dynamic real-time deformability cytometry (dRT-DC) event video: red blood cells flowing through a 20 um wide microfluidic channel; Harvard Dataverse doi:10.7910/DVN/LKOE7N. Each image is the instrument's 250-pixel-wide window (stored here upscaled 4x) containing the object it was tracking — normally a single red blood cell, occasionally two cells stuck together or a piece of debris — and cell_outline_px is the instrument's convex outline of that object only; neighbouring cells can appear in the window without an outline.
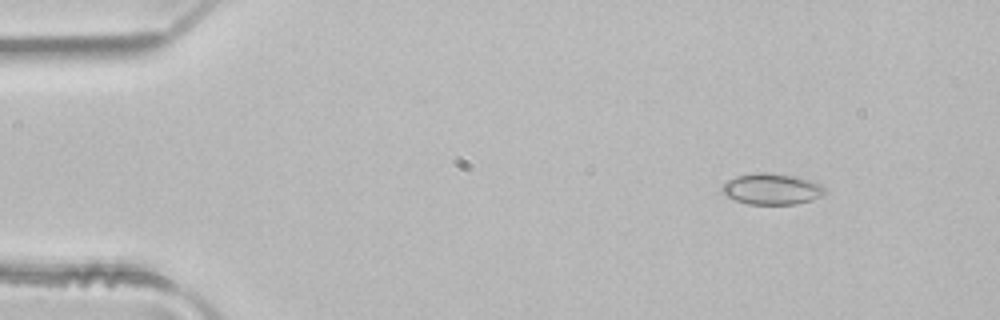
{"species": "common noctule bat (a hibernating species)", "species_latin": "Nyctalus noctula", "temperature_condition": "room temperature", "stored_images_in_passage": 5, "camera_frame_rate_fps": 3000, "um_per_image_px": 0.085, "animal": {"sex": "male", "body_mass_g": 21.5, "forearm_length_mm": 52.0}, "frame": {"image": 1, "passage_image": 2, "time_ms": 0.333, "image_size_px": [1000, 320], "cell_outline_px": [[824, 196], [812, 200], [796, 204], [748, 204], [724, 196], [720, 192], [720, 188], [724, 184], [736, 176], [756, 172], [764, 172], [792, 176], [812, 180], [820, 184], [824, 188]], "centroid_in_image_um": [65.58, 16.07], "position_along_channel_um": 19.4, "area_um2": 18.67}}